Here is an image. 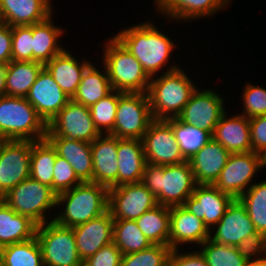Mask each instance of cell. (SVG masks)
<instances>
[{"label": "cell", "instance_id": "6da1fadb", "mask_svg": "<svg viewBox=\"0 0 266 266\" xmlns=\"http://www.w3.org/2000/svg\"><path fill=\"white\" fill-rule=\"evenodd\" d=\"M115 37L140 62L146 73L156 76L170 60L175 44L150 22L124 28Z\"/></svg>", "mask_w": 266, "mask_h": 266}, {"label": "cell", "instance_id": "7a4b0ae2", "mask_svg": "<svg viewBox=\"0 0 266 266\" xmlns=\"http://www.w3.org/2000/svg\"><path fill=\"white\" fill-rule=\"evenodd\" d=\"M160 77H151L147 95L155 120L177 118L197 89L178 65L168 67Z\"/></svg>", "mask_w": 266, "mask_h": 266}, {"label": "cell", "instance_id": "3957f363", "mask_svg": "<svg viewBox=\"0 0 266 266\" xmlns=\"http://www.w3.org/2000/svg\"><path fill=\"white\" fill-rule=\"evenodd\" d=\"M141 182L167 207L182 206L197 185L188 160L167 166L146 163Z\"/></svg>", "mask_w": 266, "mask_h": 266}, {"label": "cell", "instance_id": "277c9868", "mask_svg": "<svg viewBox=\"0 0 266 266\" xmlns=\"http://www.w3.org/2000/svg\"><path fill=\"white\" fill-rule=\"evenodd\" d=\"M56 204L65 207L52 220L73 228L108 211L109 188L95 182H82L58 194Z\"/></svg>", "mask_w": 266, "mask_h": 266}, {"label": "cell", "instance_id": "5b68a950", "mask_svg": "<svg viewBox=\"0 0 266 266\" xmlns=\"http://www.w3.org/2000/svg\"><path fill=\"white\" fill-rule=\"evenodd\" d=\"M104 45L103 65L112 89L122 93H147L151 77L140 62L115 36Z\"/></svg>", "mask_w": 266, "mask_h": 266}, {"label": "cell", "instance_id": "8992f818", "mask_svg": "<svg viewBox=\"0 0 266 266\" xmlns=\"http://www.w3.org/2000/svg\"><path fill=\"white\" fill-rule=\"evenodd\" d=\"M0 134L5 140L39 141L46 138L47 124L24 97H0Z\"/></svg>", "mask_w": 266, "mask_h": 266}, {"label": "cell", "instance_id": "52a82bcc", "mask_svg": "<svg viewBox=\"0 0 266 266\" xmlns=\"http://www.w3.org/2000/svg\"><path fill=\"white\" fill-rule=\"evenodd\" d=\"M1 199L16 213L26 216L37 225L47 222V210L57 206V194L51 187L31 177L10 189Z\"/></svg>", "mask_w": 266, "mask_h": 266}, {"label": "cell", "instance_id": "ba28073f", "mask_svg": "<svg viewBox=\"0 0 266 266\" xmlns=\"http://www.w3.org/2000/svg\"><path fill=\"white\" fill-rule=\"evenodd\" d=\"M37 226L44 266H79L80 259L73 229L57 224L54 220Z\"/></svg>", "mask_w": 266, "mask_h": 266}, {"label": "cell", "instance_id": "9c48e42d", "mask_svg": "<svg viewBox=\"0 0 266 266\" xmlns=\"http://www.w3.org/2000/svg\"><path fill=\"white\" fill-rule=\"evenodd\" d=\"M153 120L147 93H123L118 100L110 135L142 140Z\"/></svg>", "mask_w": 266, "mask_h": 266}, {"label": "cell", "instance_id": "30bf717a", "mask_svg": "<svg viewBox=\"0 0 266 266\" xmlns=\"http://www.w3.org/2000/svg\"><path fill=\"white\" fill-rule=\"evenodd\" d=\"M266 167V159L253 151L230 154L227 163L214 185L234 199L244 194L254 183L258 170Z\"/></svg>", "mask_w": 266, "mask_h": 266}, {"label": "cell", "instance_id": "8fae6325", "mask_svg": "<svg viewBox=\"0 0 266 266\" xmlns=\"http://www.w3.org/2000/svg\"><path fill=\"white\" fill-rule=\"evenodd\" d=\"M100 135L89 107L71 99L47 125L46 137H64L92 143Z\"/></svg>", "mask_w": 266, "mask_h": 266}, {"label": "cell", "instance_id": "7c38bea8", "mask_svg": "<svg viewBox=\"0 0 266 266\" xmlns=\"http://www.w3.org/2000/svg\"><path fill=\"white\" fill-rule=\"evenodd\" d=\"M157 205L156 196L142 182L109 188L108 210L114 220H136Z\"/></svg>", "mask_w": 266, "mask_h": 266}, {"label": "cell", "instance_id": "4fadbf2b", "mask_svg": "<svg viewBox=\"0 0 266 266\" xmlns=\"http://www.w3.org/2000/svg\"><path fill=\"white\" fill-rule=\"evenodd\" d=\"M30 140H5L0 147V198L30 177Z\"/></svg>", "mask_w": 266, "mask_h": 266}, {"label": "cell", "instance_id": "5bb4252c", "mask_svg": "<svg viewBox=\"0 0 266 266\" xmlns=\"http://www.w3.org/2000/svg\"><path fill=\"white\" fill-rule=\"evenodd\" d=\"M142 143L147 163L167 166L187 161L181 153L172 126L166 120L154 119Z\"/></svg>", "mask_w": 266, "mask_h": 266}, {"label": "cell", "instance_id": "9a60e30c", "mask_svg": "<svg viewBox=\"0 0 266 266\" xmlns=\"http://www.w3.org/2000/svg\"><path fill=\"white\" fill-rule=\"evenodd\" d=\"M196 89L184 106L177 120L185 125L196 126L213 134L221 116L226 111L224 97L212 89Z\"/></svg>", "mask_w": 266, "mask_h": 266}, {"label": "cell", "instance_id": "2e32d148", "mask_svg": "<svg viewBox=\"0 0 266 266\" xmlns=\"http://www.w3.org/2000/svg\"><path fill=\"white\" fill-rule=\"evenodd\" d=\"M233 199L230 194L220 191L214 184H197L183 206L197 218L203 220L211 231Z\"/></svg>", "mask_w": 266, "mask_h": 266}, {"label": "cell", "instance_id": "e0dca14e", "mask_svg": "<svg viewBox=\"0 0 266 266\" xmlns=\"http://www.w3.org/2000/svg\"><path fill=\"white\" fill-rule=\"evenodd\" d=\"M48 125L71 100L43 68L25 97Z\"/></svg>", "mask_w": 266, "mask_h": 266}, {"label": "cell", "instance_id": "ac0fdd59", "mask_svg": "<svg viewBox=\"0 0 266 266\" xmlns=\"http://www.w3.org/2000/svg\"><path fill=\"white\" fill-rule=\"evenodd\" d=\"M213 229L216 231L213 234L210 233L209 239L234 247L249 234L257 231L245 206L238 198L232 200L220 221L211 230Z\"/></svg>", "mask_w": 266, "mask_h": 266}, {"label": "cell", "instance_id": "d6986e66", "mask_svg": "<svg viewBox=\"0 0 266 266\" xmlns=\"http://www.w3.org/2000/svg\"><path fill=\"white\" fill-rule=\"evenodd\" d=\"M114 219L110 211L73 227L77 252L84 262L103 246L113 242Z\"/></svg>", "mask_w": 266, "mask_h": 266}, {"label": "cell", "instance_id": "ffe728a7", "mask_svg": "<svg viewBox=\"0 0 266 266\" xmlns=\"http://www.w3.org/2000/svg\"><path fill=\"white\" fill-rule=\"evenodd\" d=\"M118 137L101 134L91 143L93 182L107 188L118 186Z\"/></svg>", "mask_w": 266, "mask_h": 266}, {"label": "cell", "instance_id": "44dd1931", "mask_svg": "<svg viewBox=\"0 0 266 266\" xmlns=\"http://www.w3.org/2000/svg\"><path fill=\"white\" fill-rule=\"evenodd\" d=\"M210 231L203 220L189 212L183 205L170 207L169 246L179 249L181 244L202 245L210 238Z\"/></svg>", "mask_w": 266, "mask_h": 266}, {"label": "cell", "instance_id": "7402d4cb", "mask_svg": "<svg viewBox=\"0 0 266 266\" xmlns=\"http://www.w3.org/2000/svg\"><path fill=\"white\" fill-rule=\"evenodd\" d=\"M230 152L213 138L188 159L196 184H214Z\"/></svg>", "mask_w": 266, "mask_h": 266}, {"label": "cell", "instance_id": "603a6c76", "mask_svg": "<svg viewBox=\"0 0 266 266\" xmlns=\"http://www.w3.org/2000/svg\"><path fill=\"white\" fill-rule=\"evenodd\" d=\"M226 117L225 111L214 129L212 138L231 154L251 152L249 118L239 113Z\"/></svg>", "mask_w": 266, "mask_h": 266}, {"label": "cell", "instance_id": "cb8c5ba5", "mask_svg": "<svg viewBox=\"0 0 266 266\" xmlns=\"http://www.w3.org/2000/svg\"><path fill=\"white\" fill-rule=\"evenodd\" d=\"M50 0H0L3 22L11 27L33 25L52 15Z\"/></svg>", "mask_w": 266, "mask_h": 266}, {"label": "cell", "instance_id": "d4e9b609", "mask_svg": "<svg viewBox=\"0 0 266 266\" xmlns=\"http://www.w3.org/2000/svg\"><path fill=\"white\" fill-rule=\"evenodd\" d=\"M56 153L65 159L82 182H93L91 143L64 137H46Z\"/></svg>", "mask_w": 266, "mask_h": 266}, {"label": "cell", "instance_id": "484cf974", "mask_svg": "<svg viewBox=\"0 0 266 266\" xmlns=\"http://www.w3.org/2000/svg\"><path fill=\"white\" fill-rule=\"evenodd\" d=\"M90 64V61L86 59L83 62L77 61L75 56L64 49L44 64V68L54 78L62 91L72 99L77 92L85 69Z\"/></svg>", "mask_w": 266, "mask_h": 266}, {"label": "cell", "instance_id": "4316f807", "mask_svg": "<svg viewBox=\"0 0 266 266\" xmlns=\"http://www.w3.org/2000/svg\"><path fill=\"white\" fill-rule=\"evenodd\" d=\"M231 0H155L156 10L169 19L189 21L216 14ZM159 8V9H157Z\"/></svg>", "mask_w": 266, "mask_h": 266}, {"label": "cell", "instance_id": "83f0119b", "mask_svg": "<svg viewBox=\"0 0 266 266\" xmlns=\"http://www.w3.org/2000/svg\"><path fill=\"white\" fill-rule=\"evenodd\" d=\"M118 186L142 180L146 158L142 140L118 138Z\"/></svg>", "mask_w": 266, "mask_h": 266}, {"label": "cell", "instance_id": "f1b7e54d", "mask_svg": "<svg viewBox=\"0 0 266 266\" xmlns=\"http://www.w3.org/2000/svg\"><path fill=\"white\" fill-rule=\"evenodd\" d=\"M37 226L0 198V248L36 237Z\"/></svg>", "mask_w": 266, "mask_h": 266}, {"label": "cell", "instance_id": "f546056e", "mask_svg": "<svg viewBox=\"0 0 266 266\" xmlns=\"http://www.w3.org/2000/svg\"><path fill=\"white\" fill-rule=\"evenodd\" d=\"M64 30L53 24L52 15L45 21L32 25L33 61L46 64L60 54L64 47L59 45V37Z\"/></svg>", "mask_w": 266, "mask_h": 266}, {"label": "cell", "instance_id": "4dcf8cb0", "mask_svg": "<svg viewBox=\"0 0 266 266\" xmlns=\"http://www.w3.org/2000/svg\"><path fill=\"white\" fill-rule=\"evenodd\" d=\"M103 67L101 72L91 63L85 69L77 92L72 98L74 102L90 107L113 91L106 68L104 65Z\"/></svg>", "mask_w": 266, "mask_h": 266}, {"label": "cell", "instance_id": "1f68e13d", "mask_svg": "<svg viewBox=\"0 0 266 266\" xmlns=\"http://www.w3.org/2000/svg\"><path fill=\"white\" fill-rule=\"evenodd\" d=\"M44 64L38 61H14L5 65L6 95L26 97Z\"/></svg>", "mask_w": 266, "mask_h": 266}, {"label": "cell", "instance_id": "d6a6232c", "mask_svg": "<svg viewBox=\"0 0 266 266\" xmlns=\"http://www.w3.org/2000/svg\"><path fill=\"white\" fill-rule=\"evenodd\" d=\"M135 222L152 245L169 246L170 207L157 205L146 211Z\"/></svg>", "mask_w": 266, "mask_h": 266}, {"label": "cell", "instance_id": "836d02e7", "mask_svg": "<svg viewBox=\"0 0 266 266\" xmlns=\"http://www.w3.org/2000/svg\"><path fill=\"white\" fill-rule=\"evenodd\" d=\"M56 150L45 138L32 141L30 177L53 190V172Z\"/></svg>", "mask_w": 266, "mask_h": 266}, {"label": "cell", "instance_id": "e575fe53", "mask_svg": "<svg viewBox=\"0 0 266 266\" xmlns=\"http://www.w3.org/2000/svg\"><path fill=\"white\" fill-rule=\"evenodd\" d=\"M0 256L5 266H44L36 237L0 248Z\"/></svg>", "mask_w": 266, "mask_h": 266}, {"label": "cell", "instance_id": "d590c367", "mask_svg": "<svg viewBox=\"0 0 266 266\" xmlns=\"http://www.w3.org/2000/svg\"><path fill=\"white\" fill-rule=\"evenodd\" d=\"M113 242L123 255L139 252L152 245L140 231L135 220H114Z\"/></svg>", "mask_w": 266, "mask_h": 266}, {"label": "cell", "instance_id": "8d00e7d4", "mask_svg": "<svg viewBox=\"0 0 266 266\" xmlns=\"http://www.w3.org/2000/svg\"><path fill=\"white\" fill-rule=\"evenodd\" d=\"M175 134V139L180 146L181 153L186 160L191 158L210 139L212 134L196 126L185 125L176 118L166 120Z\"/></svg>", "mask_w": 266, "mask_h": 266}, {"label": "cell", "instance_id": "74e56055", "mask_svg": "<svg viewBox=\"0 0 266 266\" xmlns=\"http://www.w3.org/2000/svg\"><path fill=\"white\" fill-rule=\"evenodd\" d=\"M238 199L245 206L257 232L266 236V180L254 183Z\"/></svg>", "mask_w": 266, "mask_h": 266}, {"label": "cell", "instance_id": "f35d334b", "mask_svg": "<svg viewBox=\"0 0 266 266\" xmlns=\"http://www.w3.org/2000/svg\"><path fill=\"white\" fill-rule=\"evenodd\" d=\"M200 246L208 266H247L249 264L234 246L220 244L211 239H207Z\"/></svg>", "mask_w": 266, "mask_h": 266}, {"label": "cell", "instance_id": "ab89813d", "mask_svg": "<svg viewBox=\"0 0 266 266\" xmlns=\"http://www.w3.org/2000/svg\"><path fill=\"white\" fill-rule=\"evenodd\" d=\"M122 92L113 90L109 95L89 107L93 122L101 134L113 131L119 97Z\"/></svg>", "mask_w": 266, "mask_h": 266}, {"label": "cell", "instance_id": "60d3db41", "mask_svg": "<svg viewBox=\"0 0 266 266\" xmlns=\"http://www.w3.org/2000/svg\"><path fill=\"white\" fill-rule=\"evenodd\" d=\"M171 251L167 245H151L139 252L124 254L120 266H168Z\"/></svg>", "mask_w": 266, "mask_h": 266}, {"label": "cell", "instance_id": "b9f144b4", "mask_svg": "<svg viewBox=\"0 0 266 266\" xmlns=\"http://www.w3.org/2000/svg\"><path fill=\"white\" fill-rule=\"evenodd\" d=\"M12 60L33 61L32 25L11 27Z\"/></svg>", "mask_w": 266, "mask_h": 266}, {"label": "cell", "instance_id": "7bdbcfd3", "mask_svg": "<svg viewBox=\"0 0 266 266\" xmlns=\"http://www.w3.org/2000/svg\"><path fill=\"white\" fill-rule=\"evenodd\" d=\"M244 109L242 115L249 119L266 115V88L247 84L242 93ZM244 112V113H243Z\"/></svg>", "mask_w": 266, "mask_h": 266}, {"label": "cell", "instance_id": "ee69618b", "mask_svg": "<svg viewBox=\"0 0 266 266\" xmlns=\"http://www.w3.org/2000/svg\"><path fill=\"white\" fill-rule=\"evenodd\" d=\"M80 183L82 181L77 177L72 166L57 155L53 172V191L58 195Z\"/></svg>", "mask_w": 266, "mask_h": 266}, {"label": "cell", "instance_id": "f6af8a7d", "mask_svg": "<svg viewBox=\"0 0 266 266\" xmlns=\"http://www.w3.org/2000/svg\"><path fill=\"white\" fill-rule=\"evenodd\" d=\"M236 248L239 254L249 263L262 260L266 257V236L256 231L241 240ZM253 256L256 257L254 260L252 259Z\"/></svg>", "mask_w": 266, "mask_h": 266}, {"label": "cell", "instance_id": "bcb514c9", "mask_svg": "<svg viewBox=\"0 0 266 266\" xmlns=\"http://www.w3.org/2000/svg\"><path fill=\"white\" fill-rule=\"evenodd\" d=\"M122 256V252L117 248L115 243L111 242L103 246L83 263L86 266H120Z\"/></svg>", "mask_w": 266, "mask_h": 266}, {"label": "cell", "instance_id": "7dc6e473", "mask_svg": "<svg viewBox=\"0 0 266 266\" xmlns=\"http://www.w3.org/2000/svg\"><path fill=\"white\" fill-rule=\"evenodd\" d=\"M251 135V151L266 159V115L249 119Z\"/></svg>", "mask_w": 266, "mask_h": 266}, {"label": "cell", "instance_id": "c3c4849f", "mask_svg": "<svg viewBox=\"0 0 266 266\" xmlns=\"http://www.w3.org/2000/svg\"><path fill=\"white\" fill-rule=\"evenodd\" d=\"M180 249L171 251L168 266H208L204 255L199 251L180 253Z\"/></svg>", "mask_w": 266, "mask_h": 266}, {"label": "cell", "instance_id": "681fc988", "mask_svg": "<svg viewBox=\"0 0 266 266\" xmlns=\"http://www.w3.org/2000/svg\"><path fill=\"white\" fill-rule=\"evenodd\" d=\"M12 60L11 26L5 23L0 27V66H5Z\"/></svg>", "mask_w": 266, "mask_h": 266}, {"label": "cell", "instance_id": "f907efd6", "mask_svg": "<svg viewBox=\"0 0 266 266\" xmlns=\"http://www.w3.org/2000/svg\"><path fill=\"white\" fill-rule=\"evenodd\" d=\"M6 95V72L5 66H0V97Z\"/></svg>", "mask_w": 266, "mask_h": 266}, {"label": "cell", "instance_id": "816d5d0a", "mask_svg": "<svg viewBox=\"0 0 266 266\" xmlns=\"http://www.w3.org/2000/svg\"><path fill=\"white\" fill-rule=\"evenodd\" d=\"M247 266H266V257L262 260L249 263Z\"/></svg>", "mask_w": 266, "mask_h": 266}, {"label": "cell", "instance_id": "f5cc1de1", "mask_svg": "<svg viewBox=\"0 0 266 266\" xmlns=\"http://www.w3.org/2000/svg\"><path fill=\"white\" fill-rule=\"evenodd\" d=\"M5 141V139L3 138V136L0 134V147L2 145V143Z\"/></svg>", "mask_w": 266, "mask_h": 266}, {"label": "cell", "instance_id": "db71d44e", "mask_svg": "<svg viewBox=\"0 0 266 266\" xmlns=\"http://www.w3.org/2000/svg\"><path fill=\"white\" fill-rule=\"evenodd\" d=\"M0 266H5V263H4V261H3L1 256H0Z\"/></svg>", "mask_w": 266, "mask_h": 266}, {"label": "cell", "instance_id": "11a10c76", "mask_svg": "<svg viewBox=\"0 0 266 266\" xmlns=\"http://www.w3.org/2000/svg\"><path fill=\"white\" fill-rule=\"evenodd\" d=\"M4 24L1 13H0V27Z\"/></svg>", "mask_w": 266, "mask_h": 266}]
</instances>
